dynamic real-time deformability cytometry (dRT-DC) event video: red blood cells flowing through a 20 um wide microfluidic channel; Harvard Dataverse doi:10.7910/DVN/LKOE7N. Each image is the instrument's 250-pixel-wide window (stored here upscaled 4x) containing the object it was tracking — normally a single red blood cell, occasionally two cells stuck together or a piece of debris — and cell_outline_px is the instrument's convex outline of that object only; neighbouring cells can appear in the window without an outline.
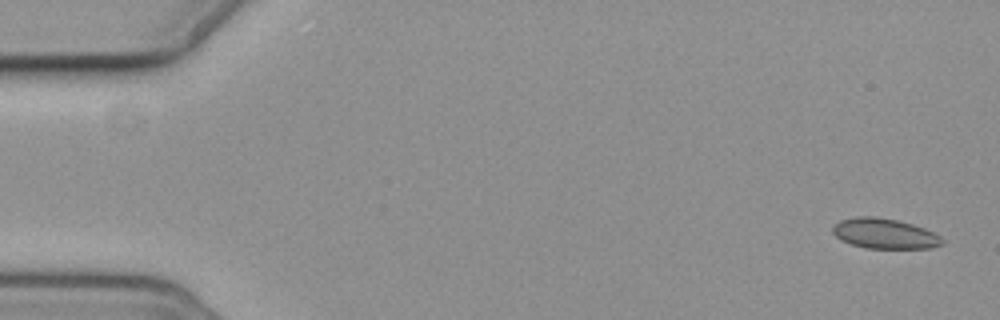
{"species": "common noctule bat (a hibernating species)", "species_latin": "Nyctalus noctula", "temperature_condition": "cold", "stored_images_in_passage": 4, "camera_frame_rate_fps": 3000, "um_per_image_px": 0.085, "animal": {"sex": "female", "body_mass_g": 19.3, "forearm_length_mm": 54.1}, "frame": {"image": 1, "passage_image": 1, "time_ms": 0.0, "image_size_px": [1000, 320], "cell_outline_px": [[944, 244], [932, 248], [864, 248], [840, 240], [832, 232], [832, 228], [840, 220], [860, 216], [876, 216], [896, 220], [912, 224], [924, 228], [940, 236], [944, 240]], "centroid_in_image_um": [75.2, 19.86], "position_along_channel_um": 9.8, "area_um2": 19.25}}